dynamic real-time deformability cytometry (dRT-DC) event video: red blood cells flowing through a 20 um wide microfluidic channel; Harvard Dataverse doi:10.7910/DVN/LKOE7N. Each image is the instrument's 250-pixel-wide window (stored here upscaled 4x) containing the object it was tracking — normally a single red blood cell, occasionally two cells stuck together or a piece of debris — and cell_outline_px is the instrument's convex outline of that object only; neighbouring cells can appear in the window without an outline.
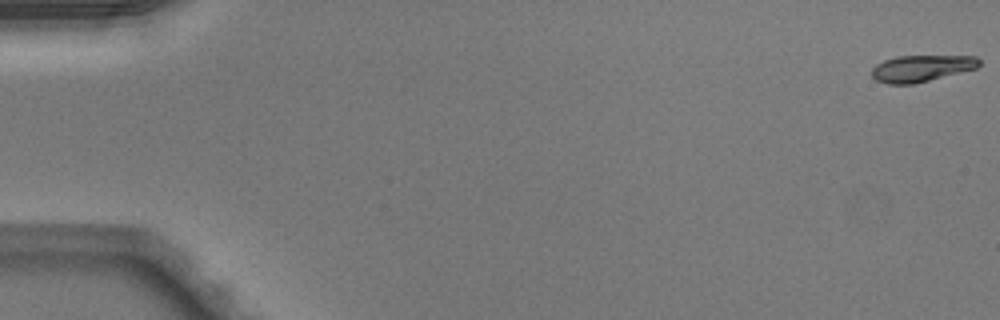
{"species": "Egyptian fruit bat (a non-hibernating species)", "species_latin": "Rousettus aegyptiacus", "temperature_condition": "warm", "stored_images_in_passage": 50, "camera_frame_rate_fps": 3000, "um_per_image_px": 0.085, "animal": {"sex": "male"}, "frame": {"image": 1, "passage_image": 1, "time_ms": 0.0, "image_size_px": [1000, 320], "cell_outline_px": [[980, 64], [976, 68], [912, 84], [888, 84], [876, 80], [872, 76], [872, 68], [876, 64], [884, 60], [896, 56], [976, 56], [980, 60]], "centroid_in_image_um": [78.29, 5.8], "position_along_channel_um": 6.7, "area_um2": 16.42}}
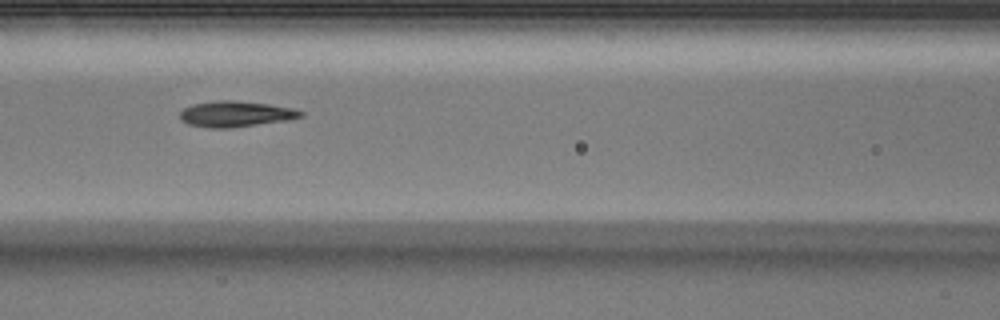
{"frame": {"image": 2, "passage_image": 23, "time_ms": 7.333, "image_size_px": [1000, 320], "cell_outline_px": [[304, 116], [288, 120], [228, 128], [208, 128], [188, 124], [180, 120], [180, 112], [184, 108], [192, 104], [216, 100], [232, 100], [268, 104], [292, 108], [304, 112]], "centroid_in_image_um": [20.01, 9.69], "position_along_channel_um": 146.6, "area_um2": 18.15}}
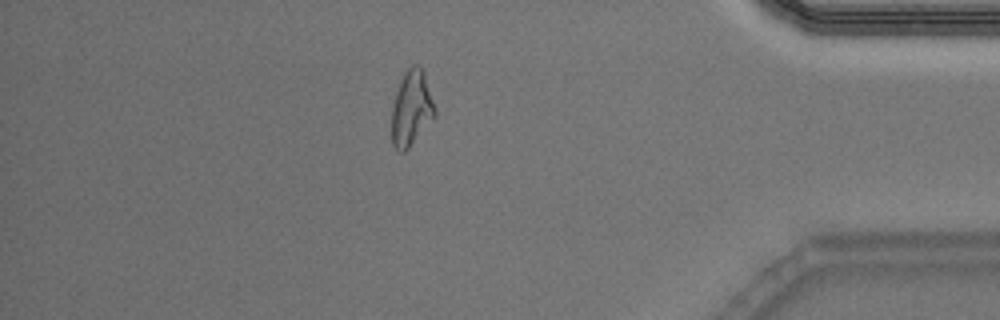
{"frame": {"image": 3, "passage_image": 44, "time_ms": 14.333, "image_size_px": [1000, 320], "cell_outline_px": [[436, 116], [408, 148], [404, 152], [400, 152], [392, 144], [392, 104], [400, 80], [404, 72], [412, 64], [416, 64], [424, 72], [436, 112]], "centroid_in_image_um": [34.96, 9.2], "position_along_channel_um": 400.2, "area_um2": 18.79}, "authors_computed_cell_mechanics": {"area_um2": 17.8602, "velocity_mm_per_s": 4.1019, "shape_relaxation_time_tau1_ms": 8.4821, "shape_relaxation_time_tau2_ms": 2.4265, "deformation_change_tau1": 0.2791, "deformation_change_tau2": 0.0996}}